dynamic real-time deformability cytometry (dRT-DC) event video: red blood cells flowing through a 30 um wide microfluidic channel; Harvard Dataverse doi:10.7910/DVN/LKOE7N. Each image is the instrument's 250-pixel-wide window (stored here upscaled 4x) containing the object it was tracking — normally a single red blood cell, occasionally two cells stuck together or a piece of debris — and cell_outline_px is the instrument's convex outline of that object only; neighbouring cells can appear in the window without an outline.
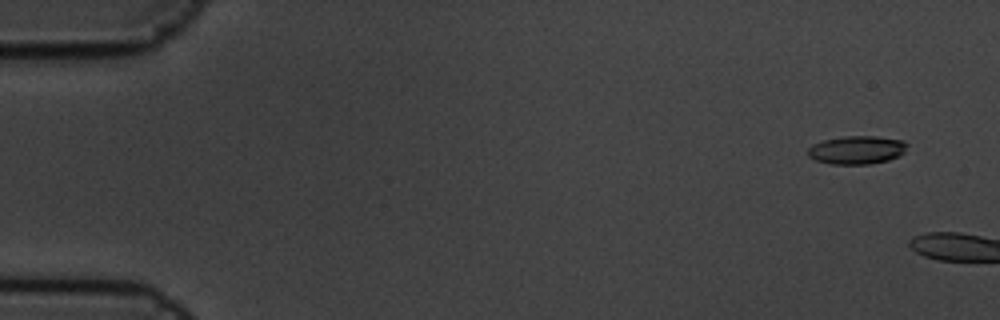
{"species": "common noctule bat (a hibernating species)", "species_latin": "Nyctalus noctula", "temperature_condition": "cold", "stored_images_in_passage": 4, "camera_frame_rate_fps": 3000, "um_per_image_px": 0.085, "animal": {"sex": "male", "body_mass_g": 19.5, "forearm_length_mm": 54.6}, "frame": {"image": 1, "passage_image": 1, "time_ms": 0.0, "image_size_px": [1000, 320], "cell_outline_px": [[908, 144], [904, 152], [900, 156], [888, 160], [868, 164], [832, 164], [816, 160], [808, 156], [808, 148], [812, 144], [824, 140], [844, 136], [876, 136], [904, 140]], "centroid_in_image_um": [72.84, 12.74], "position_along_channel_um": 12.2, "area_um2": 16.42}}